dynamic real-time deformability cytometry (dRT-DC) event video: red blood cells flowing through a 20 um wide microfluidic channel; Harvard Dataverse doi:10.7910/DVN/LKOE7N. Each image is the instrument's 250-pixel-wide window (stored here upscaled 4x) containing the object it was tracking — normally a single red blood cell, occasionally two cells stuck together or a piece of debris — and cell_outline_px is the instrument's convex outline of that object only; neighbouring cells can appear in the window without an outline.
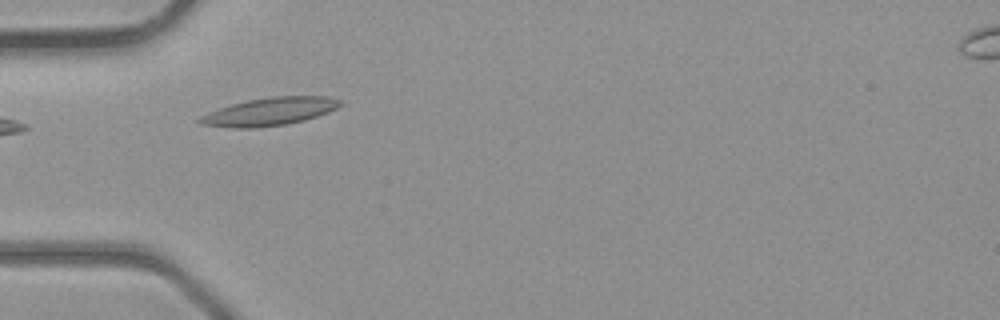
{"species": "common noctule bat (a hibernating species)", "species_latin": "Nyctalus noctula", "temperature_condition": "room temperature", "stored_images_in_passage": 2, "camera_frame_rate_fps": 3000, "um_per_image_px": 0.085, "animal": {"sex": "male", "body_mass_g": 23.1, "forearm_length_mm": 52.7}, "frame": {"image": 1, "passage_image": 1, "time_ms": 0.0, "image_size_px": [1000, 320], "cell_outline_px": [[344, 104], [328, 112], [304, 120], [284, 124], [256, 128], [232, 128], [200, 124], [196, 120], [200, 116], [208, 112], [232, 104], [248, 100], [272, 96], [328, 96], [344, 100]], "centroid_in_image_um": [22.93, 9.48], "position_along_channel_um": 62.1, "area_um2": 22.89}}
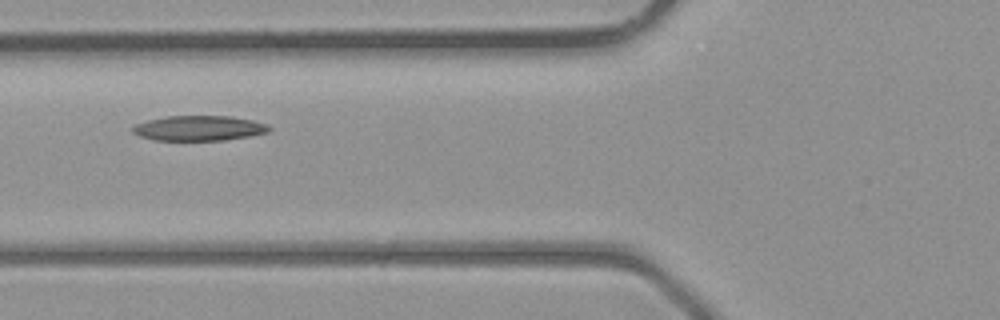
{"frame": {"image": 2, "passage_image": 2, "time_ms": 1.0, "image_size_px": [1000, 320], "cell_outline_px": [[272, 128], [268, 132], [252, 136], [224, 140], [152, 140], [140, 136], [132, 132], [132, 128], [136, 124], [148, 120], [168, 116], [232, 116], [252, 120], [268, 124]], "centroid_in_image_um": [16.95, 10.9], "position_along_channel_um": 108.9, "area_um2": 20.0}}